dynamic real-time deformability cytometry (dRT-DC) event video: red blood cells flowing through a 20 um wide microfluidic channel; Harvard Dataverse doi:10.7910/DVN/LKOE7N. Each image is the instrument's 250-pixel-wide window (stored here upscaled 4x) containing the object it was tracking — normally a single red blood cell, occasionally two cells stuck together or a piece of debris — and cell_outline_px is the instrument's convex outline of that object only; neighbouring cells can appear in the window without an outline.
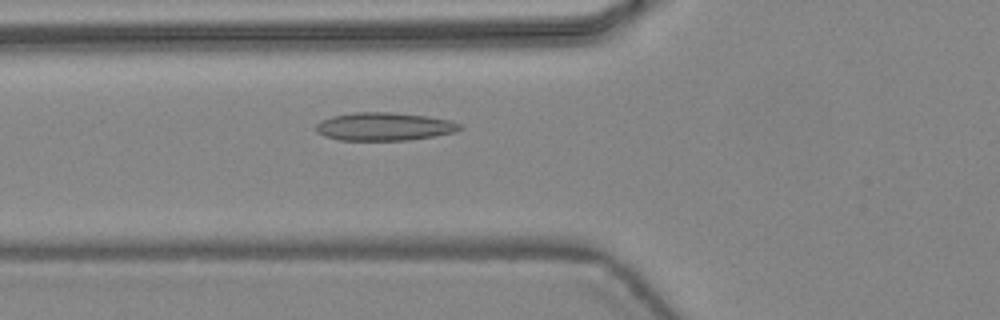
{"species": "common noctule bat (a hibernating species)", "species_latin": "Nyctalus noctula", "temperature_condition": "warm", "stored_images_in_passage": 45, "camera_frame_rate_fps": 3000, "um_per_image_px": 0.085, "animal": {"sex": "female", "body_mass_g": 24.6, "forearm_length_mm": 56.2}, "frame": {"image": 1, "passage_image": 18, "time_ms": 5.667, "image_size_px": [1000, 320], "cell_outline_px": [[464, 128], [456, 132], [408, 140], [340, 140], [324, 136], [316, 132], [316, 124], [320, 120], [332, 116], [356, 112], [392, 112], [428, 116], [452, 120], [460, 124]], "centroid_in_image_um": [32.67, 10.75], "position_along_channel_um": 93.1, "area_um2": 23.7}}
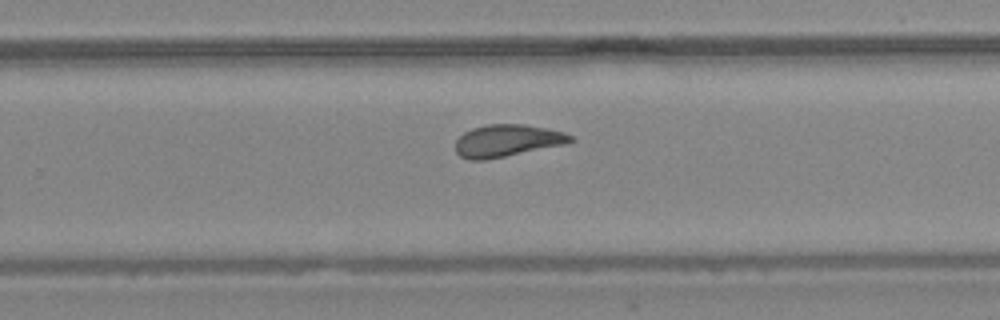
{"frame": {"image": 2, "passage_image": 31, "time_ms": 10.0, "image_size_px": [1000, 320], "cell_outline_px": [[576, 140], [564, 144], [484, 160], [468, 160], [460, 156], [456, 152], [456, 140], [464, 132], [472, 128], [488, 124], [524, 124], [548, 128], [564, 132], [572, 136]], "centroid_in_image_um": [43.1, 11.94], "position_along_channel_um": 286.7, "area_um2": 21.44}}
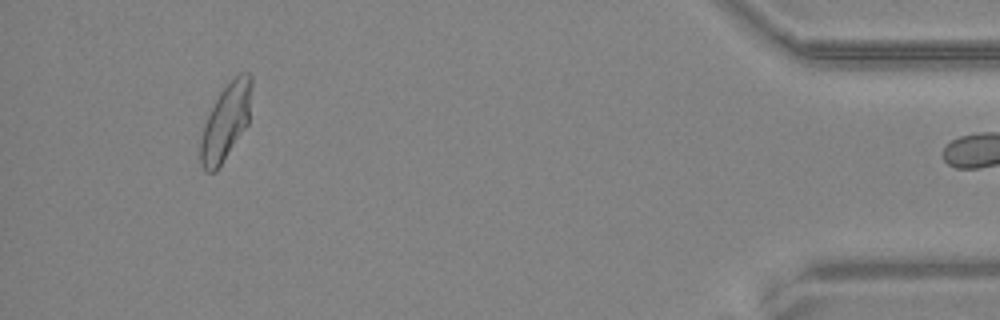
{"frame": {"image": 3, "passage_image": 44, "time_ms": 14.333, "image_size_px": [1000, 320], "cell_outline_px": [[252, 84], [248, 124], [216, 172], [208, 172], [200, 164], [200, 136], [204, 124], [220, 92], [236, 76], [244, 72], [248, 72], [252, 76]], "centroid_in_image_um": [19.19, 10.38], "position_along_channel_um": 416.0, "area_um2": 22.43}}